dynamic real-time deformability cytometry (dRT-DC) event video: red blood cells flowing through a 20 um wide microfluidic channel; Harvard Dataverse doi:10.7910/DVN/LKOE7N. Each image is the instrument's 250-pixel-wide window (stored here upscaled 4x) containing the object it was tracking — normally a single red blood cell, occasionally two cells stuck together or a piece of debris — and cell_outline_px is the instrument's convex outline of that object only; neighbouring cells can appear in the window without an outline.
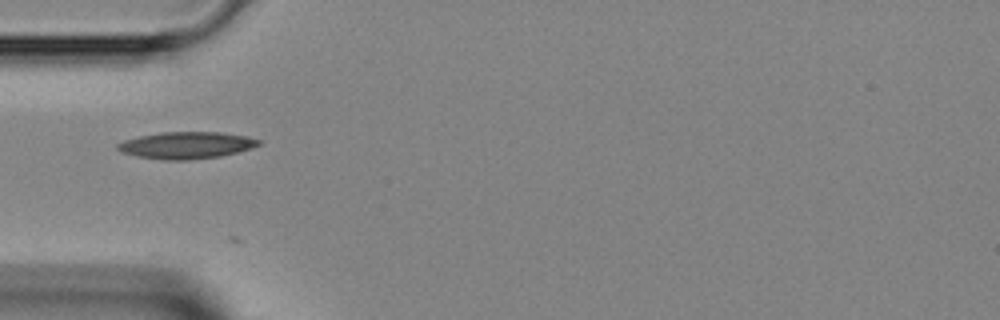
{"species": "Egyptian fruit bat (a non-hibernating species)", "species_latin": "Rousettus aegyptiacus", "temperature_condition": "room temperature", "stored_images_in_passage": 9, "camera_frame_rate_fps": 3000, "um_per_image_px": 0.085, "animal": {"sex": "female"}, "frame": {"image": 1, "passage_image": 2, "time_ms": 0.333, "image_size_px": [1000, 320], "cell_outline_px": [[260, 144], [252, 148], [220, 156], [188, 160], [164, 160], [136, 156], [120, 152], [116, 148], [116, 144], [124, 140], [140, 136], [160, 132], [220, 132], [248, 136], [260, 140]], "centroid_in_image_um": [15.81, 12.34], "position_along_channel_um": 69.2, "area_um2": 22.14}}
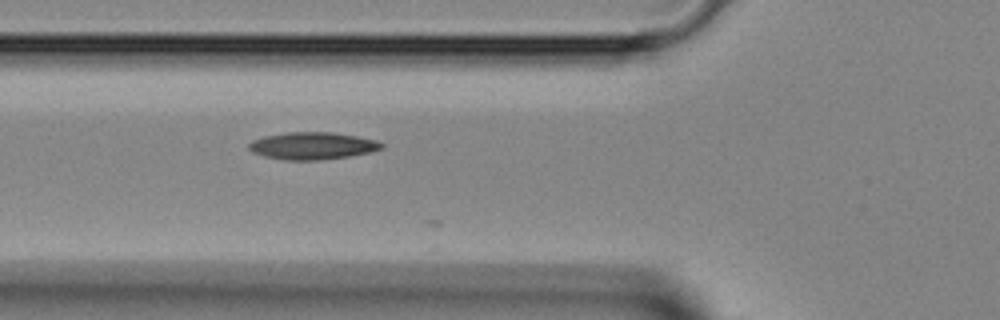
{"frame": {"image": 2, "passage_image": 4, "time_ms": 1.0, "image_size_px": [1000, 320], "cell_outline_px": [[384, 148], [352, 156], [320, 160], [284, 160], [264, 156], [252, 152], [248, 148], [248, 144], [252, 140], [264, 136], [288, 132], [332, 132], [356, 136], [376, 140], [384, 144]], "centroid_in_image_um": [26.55, 12.39], "position_along_channel_um": 99.3, "area_um2": 21.15}}
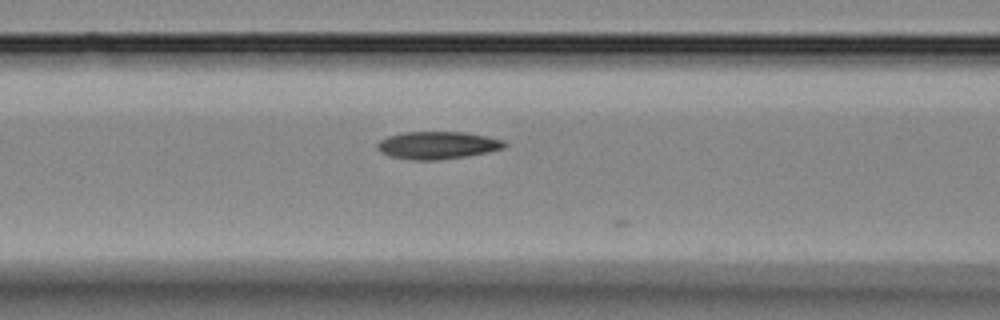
{"frame": {"image": 3, "passage_image": 6, "time_ms": 1.667, "image_size_px": [1000, 320], "cell_outline_px": [[508, 144], [504, 148], [488, 152], [468, 156], [436, 160], [408, 160], [388, 156], [380, 152], [376, 148], [376, 144], [380, 140], [388, 136], [404, 132], [464, 132], [504, 140]], "centroid_in_image_um": [37.15, 12.35], "position_along_channel_um": 129.4, "area_um2": 20.58}}